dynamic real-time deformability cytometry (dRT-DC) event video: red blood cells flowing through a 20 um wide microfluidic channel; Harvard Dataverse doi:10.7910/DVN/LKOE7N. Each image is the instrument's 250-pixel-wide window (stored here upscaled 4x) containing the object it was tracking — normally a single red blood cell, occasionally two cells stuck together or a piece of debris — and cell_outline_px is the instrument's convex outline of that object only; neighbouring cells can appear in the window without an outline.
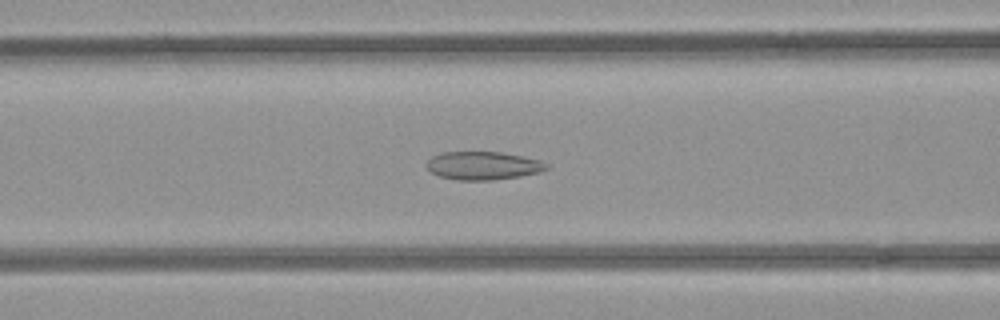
{"species": "common noctule bat (a hibernating species)", "species_latin": "Nyctalus noctula", "temperature_condition": "room temperature", "stored_images_in_passage": 41, "camera_frame_rate_fps": 3000, "um_per_image_px": 0.085, "animal": {"sex": "female", "body_mass_g": 21.9}, "frame": {"image": 1, "passage_image": 10, "time_ms": 3.0, "image_size_px": [1000, 320], "cell_outline_px": [[548, 168], [540, 172], [520, 176], [492, 180], [456, 180], [440, 176], [432, 172], [428, 168], [428, 160], [432, 156], [444, 152], [500, 152], [524, 156], [540, 160], [548, 164]], "centroid_in_image_um": [41.1, 14.08], "position_along_channel_um": 125.5, "area_um2": 19.59}}
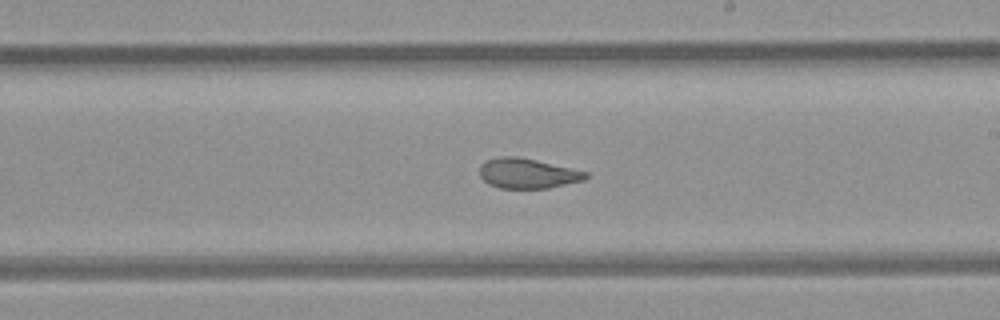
{"frame": {"image": 2, "passage_image": 19, "time_ms": 6.0, "image_size_px": [1000, 320], "cell_outline_px": [[588, 176], [584, 180], [548, 188], [500, 188], [488, 184], [480, 176], [480, 164], [484, 160], [500, 156], [516, 156], [536, 160], [588, 172]], "centroid_in_image_um": [44.8, 14.73], "position_along_channel_um": 244.2, "area_um2": 18.55}}
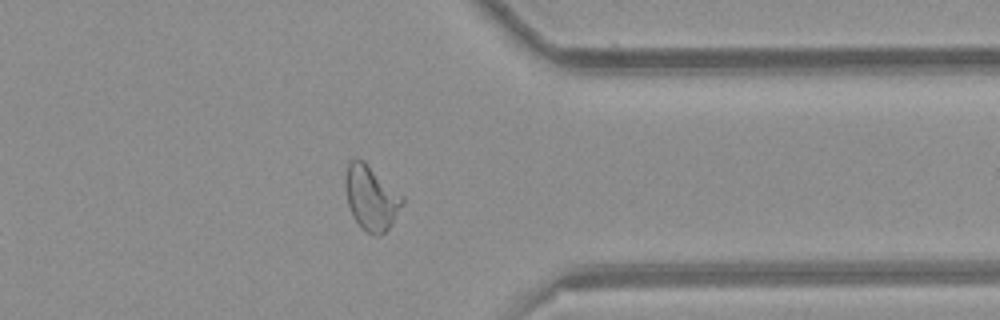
{"frame": {"image": 3, "passage_image": 30, "time_ms": 9.667, "image_size_px": [1000, 320], "cell_outline_px": [[404, 204], [388, 228], [384, 232], [376, 236], [360, 228], [348, 204], [344, 188], [344, 180], [348, 164], [352, 160], [364, 160], [404, 196]], "centroid_in_image_um": [31.55, 16.8], "position_along_channel_um": 379.8, "area_um2": 21.39}, "authors_computed_cell_mechanics": {"area_um2": 20.7502, "velocity_mm_per_s": 3.9566, "shape_relaxation_time_tau1_ms": null, "shape_relaxation_time_tau2_ms": 1.3166, "deformation_change_tau1": null, "deformation_change_tau2": 0.0798}}